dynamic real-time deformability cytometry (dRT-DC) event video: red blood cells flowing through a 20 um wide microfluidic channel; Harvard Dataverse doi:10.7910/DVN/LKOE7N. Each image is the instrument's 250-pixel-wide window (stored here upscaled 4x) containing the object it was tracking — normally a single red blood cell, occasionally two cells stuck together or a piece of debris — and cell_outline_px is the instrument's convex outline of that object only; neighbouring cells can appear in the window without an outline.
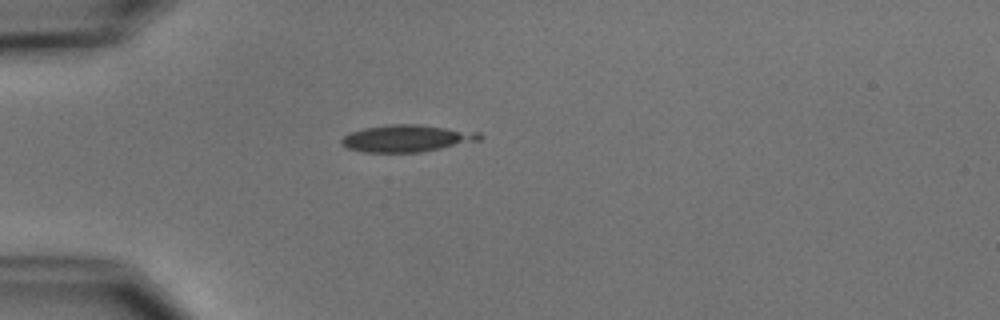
{"species": "common noctule bat (a hibernating species)", "species_latin": "Nyctalus noctula", "temperature_condition": "cold", "stored_images_in_passage": 3, "camera_frame_rate_fps": 3000, "um_per_image_px": 0.085, "animal": {"sex": "male", "body_mass_g": 15.6}, "frame": {"image": 1, "passage_image": 1, "time_ms": 0.0, "image_size_px": [1000, 320], "cell_outline_px": [[484, 136], [480, 140], [420, 152], [364, 152], [348, 148], [340, 144], [340, 140], [344, 136], [352, 132], [364, 128], [392, 124], [416, 124], [480, 132]], "centroid_in_image_um": [34.57, 11.76], "position_along_channel_um": 50.4, "area_um2": 21.5}}